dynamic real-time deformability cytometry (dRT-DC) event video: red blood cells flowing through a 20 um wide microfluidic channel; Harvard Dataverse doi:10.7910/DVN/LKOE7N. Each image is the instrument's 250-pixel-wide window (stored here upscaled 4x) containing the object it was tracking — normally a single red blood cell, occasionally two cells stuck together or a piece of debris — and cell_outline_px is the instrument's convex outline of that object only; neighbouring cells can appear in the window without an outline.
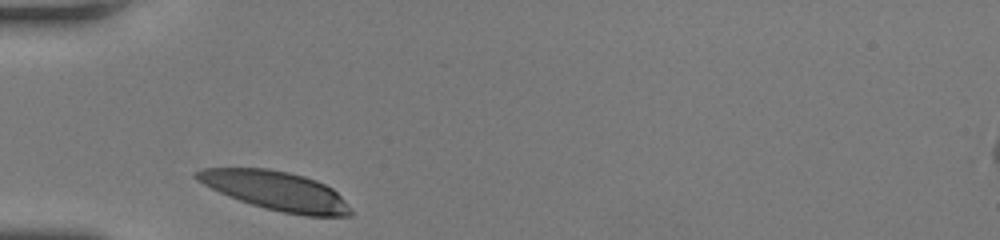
{"species": "human", "species_latin": "Homo sapiens", "temperature_condition": "room temperature", "stored_images_in_passage": 26, "camera_frame_rate_fps": 3000, "um_per_image_px": 0.085, "donor": {"sex": "female"}, "frame": {"image": 1, "passage_image": 1, "time_ms": 0.0, "image_size_px": [1000, 240], "cell_outline_px": [[352, 216], [304, 216], [264, 208], [228, 196], [196, 180], [192, 176], [192, 172], [204, 168], [268, 168], [288, 172], [304, 176], [316, 180], [332, 188], [344, 200], [352, 212]], "centroid_in_image_um": [23.43, 16.2], "position_along_channel_um": 61.6, "area_um2": 34.8}}
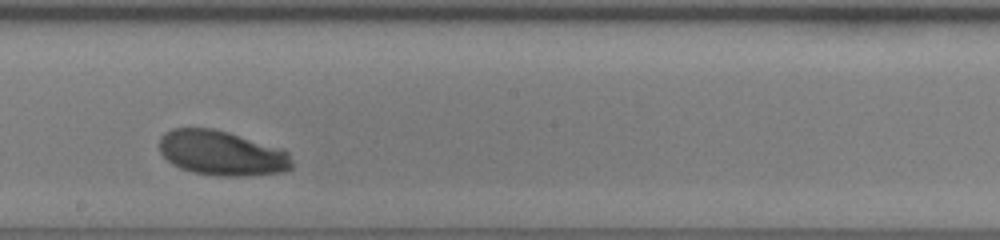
{"frame": {"image": 2, "passage_image": 14, "time_ms": 4.333, "image_size_px": [1000, 240], "cell_outline_px": [[292, 168], [280, 172], [244, 176], [220, 176], [192, 172], [180, 168], [172, 164], [160, 152], [160, 136], [164, 132], [172, 128], [212, 128], [228, 132], [288, 152], [292, 164]], "centroid_in_image_um": [18.78, 13.02], "position_along_channel_um": 229.4, "area_um2": 34.22}}
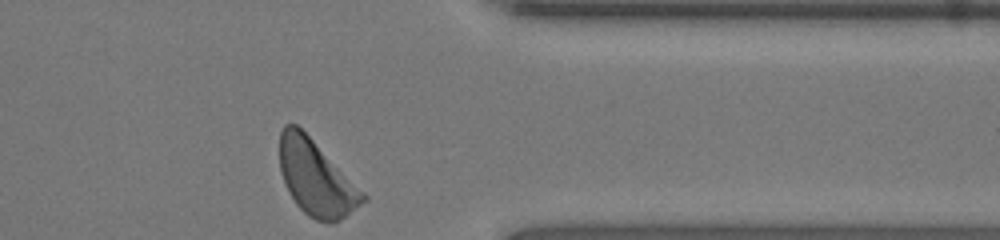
{"frame": {"image": 3, "passage_image": 26, "time_ms": 8.333, "image_size_px": [1000, 240], "cell_outline_px": [[368, 200], [340, 220], [332, 224], [316, 220], [308, 216], [296, 204], [280, 172], [280, 132], [284, 124], [296, 124], [368, 196]], "centroid_in_image_um": [26.88, 15.17], "position_along_channel_um": 384.5, "area_um2": 35.84}, "authors_computed_cell_mechanics": {"area_um2": 35.1713, "velocity_mm_per_s": 4.0681, "shape_relaxation_time_tau1_ms": 1.1648, "shape_relaxation_time_tau2_ms": null, "deformation_change_tau1": 0.1005, "deformation_change_tau2": null}}